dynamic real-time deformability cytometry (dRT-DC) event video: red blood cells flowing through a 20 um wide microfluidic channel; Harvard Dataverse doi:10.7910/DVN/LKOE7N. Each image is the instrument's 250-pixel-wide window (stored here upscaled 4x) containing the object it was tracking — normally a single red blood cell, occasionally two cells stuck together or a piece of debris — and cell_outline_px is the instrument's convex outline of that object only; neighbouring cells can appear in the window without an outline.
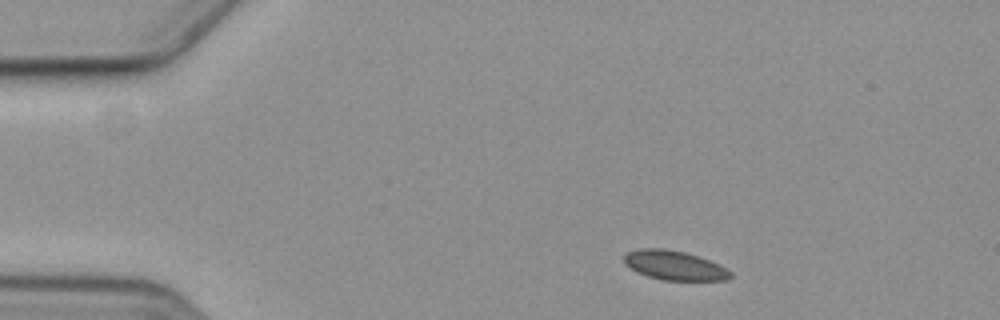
{"species": "common noctule bat (a hibernating species)", "species_latin": "Nyctalus noctula", "temperature_condition": "cold", "stored_images_in_passage": 3, "camera_frame_rate_fps": 3000, "um_per_image_px": 0.085, "animal": {"sex": "female", "body_mass_g": 19.3, "forearm_length_mm": 54.1}, "frame": {"image": 1, "passage_image": 1, "time_ms": 0.0, "image_size_px": [1000, 320], "cell_outline_px": [[732, 276], [728, 280], [660, 280], [636, 272], [624, 264], [624, 256], [628, 252], [640, 248], [664, 248], [684, 252], [720, 264], [728, 268], [732, 272]], "centroid_in_image_um": [57.33, 22.56], "position_along_channel_um": 27.7, "area_um2": 18.26}}